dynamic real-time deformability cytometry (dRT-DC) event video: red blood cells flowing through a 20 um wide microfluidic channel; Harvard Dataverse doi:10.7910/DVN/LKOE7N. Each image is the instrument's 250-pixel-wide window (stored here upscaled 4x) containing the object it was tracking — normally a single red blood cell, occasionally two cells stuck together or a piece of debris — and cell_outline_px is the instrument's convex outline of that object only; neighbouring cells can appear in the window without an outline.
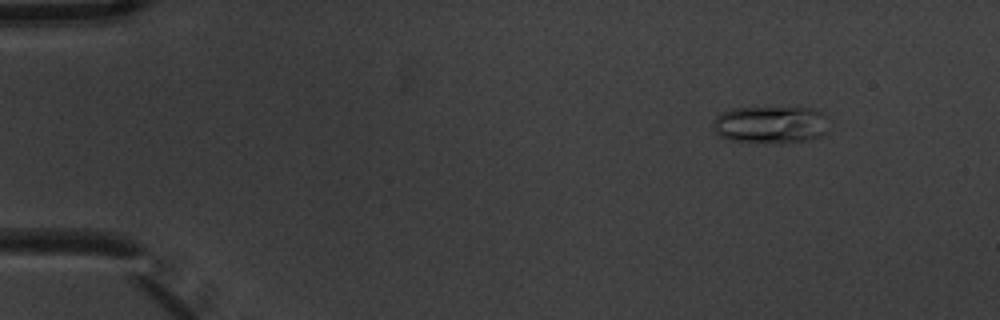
{"species": "common noctule bat (a hibernating species)", "species_latin": "Nyctalus noctula", "temperature_condition": "warm", "stored_images_in_passage": 4, "camera_frame_rate_fps": 3000, "um_per_image_px": 0.085, "animal": {"sex": "male", "body_mass_g": 20.1, "forearm_length_mm": 53.5}, "frame": {"image": 1, "passage_image": 2, "time_ms": 0.333, "image_size_px": [1000, 320], "cell_outline_px": [[828, 116], [824, 132], [820, 136], [808, 140], [780, 144], [732, 140], [720, 136], [716, 132], [712, 120], [716, 116], [732, 108], [812, 108]], "centroid_in_image_um": [65.5, 10.6], "position_along_channel_um": 19.5, "area_um2": 25.14}}